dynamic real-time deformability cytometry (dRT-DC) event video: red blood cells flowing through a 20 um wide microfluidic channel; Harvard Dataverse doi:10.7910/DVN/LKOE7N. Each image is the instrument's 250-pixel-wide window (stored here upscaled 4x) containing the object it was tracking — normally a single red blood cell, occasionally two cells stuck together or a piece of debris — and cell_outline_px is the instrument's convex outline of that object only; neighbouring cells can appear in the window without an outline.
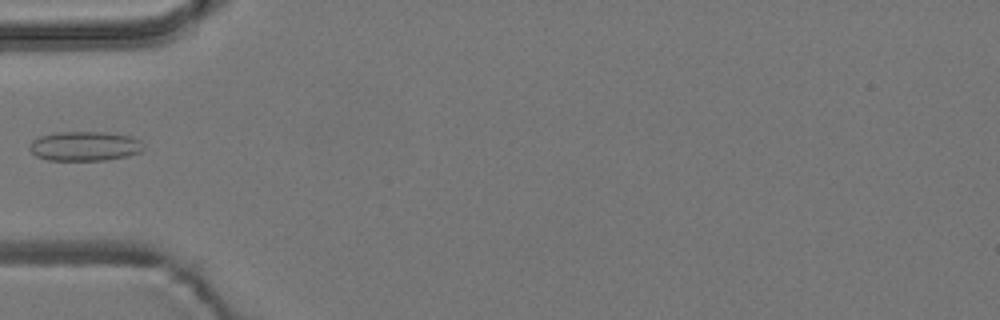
{"species": "common noctule bat (a hibernating species)", "species_latin": "Nyctalus noctula", "temperature_condition": "room temperature", "stored_images_in_passage": 6, "camera_frame_rate_fps": 3000, "um_per_image_px": 0.085, "animal": {"sex": "male", "body_mass_g": 19.2, "forearm_length_mm": 51.8}, "frame": {"image": 1, "passage_image": 6, "time_ms": 6.667, "image_size_px": [1000, 320], "cell_outline_px": [[144, 148], [140, 152], [128, 156], [104, 160], [48, 160], [36, 156], [28, 148], [28, 144], [32, 140], [40, 136], [56, 132], [108, 132], [132, 136], [140, 140], [144, 144]], "centroid_in_image_um": [7.21, 12.41], "position_along_channel_um": 77.8, "area_um2": 19.83}}